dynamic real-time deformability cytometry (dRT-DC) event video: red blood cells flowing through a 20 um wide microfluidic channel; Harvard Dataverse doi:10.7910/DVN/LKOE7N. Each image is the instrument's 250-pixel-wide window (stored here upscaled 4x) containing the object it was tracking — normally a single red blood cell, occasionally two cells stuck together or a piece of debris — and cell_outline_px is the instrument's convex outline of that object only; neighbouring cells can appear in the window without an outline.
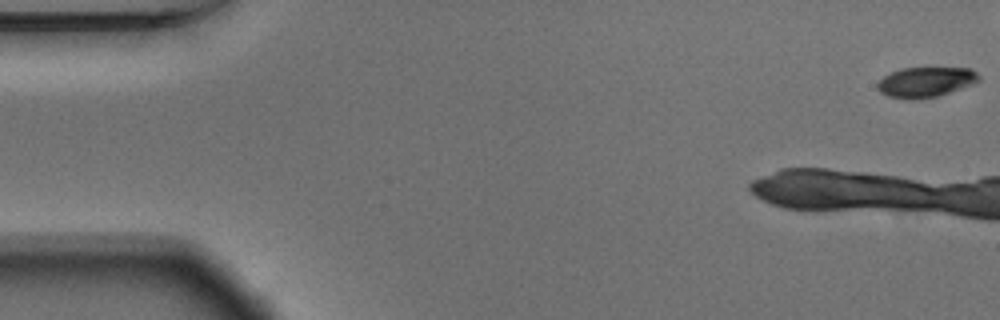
{"species": "Egyptian fruit bat (a non-hibernating species)", "species_latin": "Rousettus aegyptiacus", "temperature_condition": "warm", "stored_images_in_passage": 9, "camera_frame_rate_fps": 3000, "um_per_image_px": 0.085, "animal": {"sex": "male"}, "frame": {"image": 1, "passage_image": 1, "time_ms": 0.0, "image_size_px": [1000, 320], "cell_outline_px": [[980, 80], [972, 84], [936, 96], [888, 96], [880, 92], [876, 88], [876, 84], [884, 76], [892, 72], [904, 68], [968, 68], [976, 72], [980, 76]], "centroid_in_image_um": [78.7, 6.92], "position_along_channel_um": 6.3, "area_um2": 16.88}}